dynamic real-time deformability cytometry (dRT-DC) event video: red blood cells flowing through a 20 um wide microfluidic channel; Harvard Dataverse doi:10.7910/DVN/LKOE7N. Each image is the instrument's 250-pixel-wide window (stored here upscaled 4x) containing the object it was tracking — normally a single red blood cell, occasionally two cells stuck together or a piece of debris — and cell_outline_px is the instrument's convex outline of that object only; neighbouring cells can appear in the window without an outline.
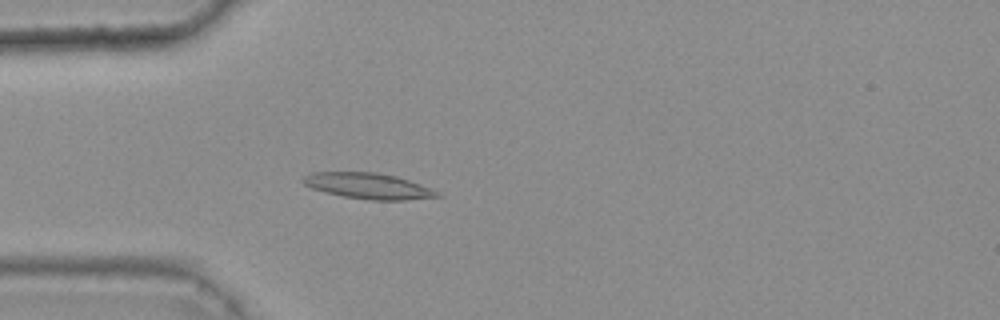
{"species": "common noctule bat (a hibernating species)", "species_latin": "Nyctalus noctula", "temperature_condition": "warm", "stored_images_in_passage": 35, "camera_frame_rate_fps": 3000, "um_per_image_px": 0.085, "animal": {"sex": "female", "body_mass_g": 25.1}, "frame": {"image": 1, "passage_image": 5, "time_ms": 1.333, "image_size_px": [1000, 320], "cell_outline_px": [[444, 196], [404, 200], [368, 200], [344, 196], [312, 188], [304, 184], [300, 180], [304, 176], [312, 172], [376, 172], [396, 176], [420, 184]], "centroid_in_image_um": [31.27, 15.8], "position_along_channel_um": 53.7, "area_um2": 19.94}}
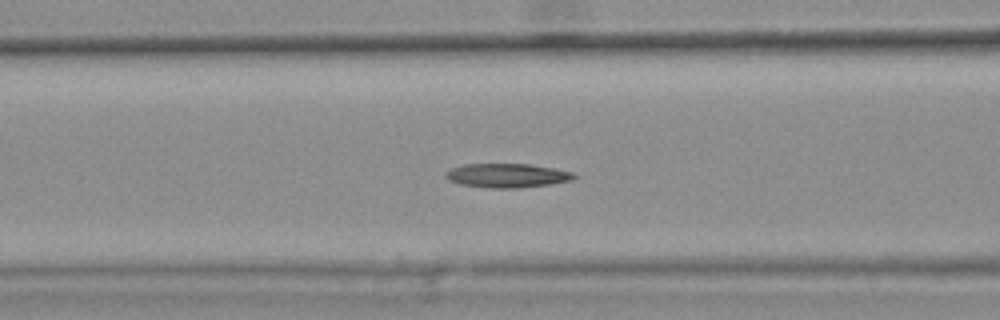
{"frame": {"image": 2, "passage_image": 11, "time_ms": 3.333, "image_size_px": [1000, 320], "cell_outline_px": [[576, 176], [572, 180], [552, 184], [516, 188], [492, 188], [460, 184], [448, 180], [444, 176], [444, 172], [452, 168], [464, 164], [528, 164], [556, 168], [572, 172]], "centroid_in_image_um": [43.09, 14.92], "position_along_channel_um": 123.5, "area_um2": 18.03}}
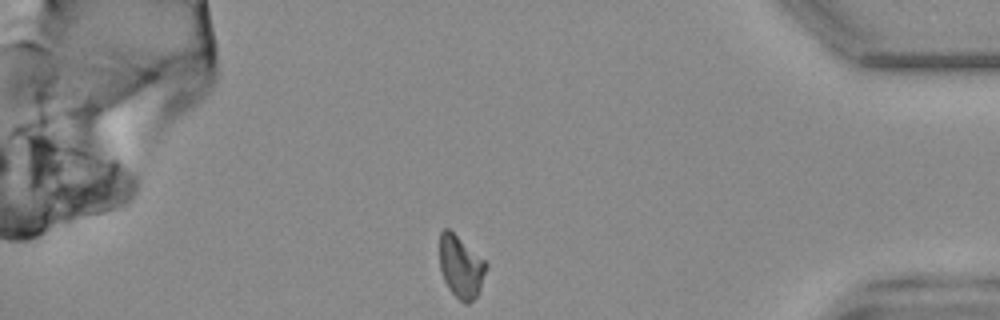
{"frame": {"image": 3, "passage_image": 35, "time_ms": 11.333, "image_size_px": [1000, 320], "cell_outline_px": [[488, 264], [480, 288], [476, 296], [468, 304], [464, 304], [448, 288], [444, 280], [440, 268], [440, 232], [444, 228], [448, 228], [484, 260]], "centroid_in_image_um": [39.16, 22.68], "position_along_channel_um": 396.0, "area_um2": 16.59}}